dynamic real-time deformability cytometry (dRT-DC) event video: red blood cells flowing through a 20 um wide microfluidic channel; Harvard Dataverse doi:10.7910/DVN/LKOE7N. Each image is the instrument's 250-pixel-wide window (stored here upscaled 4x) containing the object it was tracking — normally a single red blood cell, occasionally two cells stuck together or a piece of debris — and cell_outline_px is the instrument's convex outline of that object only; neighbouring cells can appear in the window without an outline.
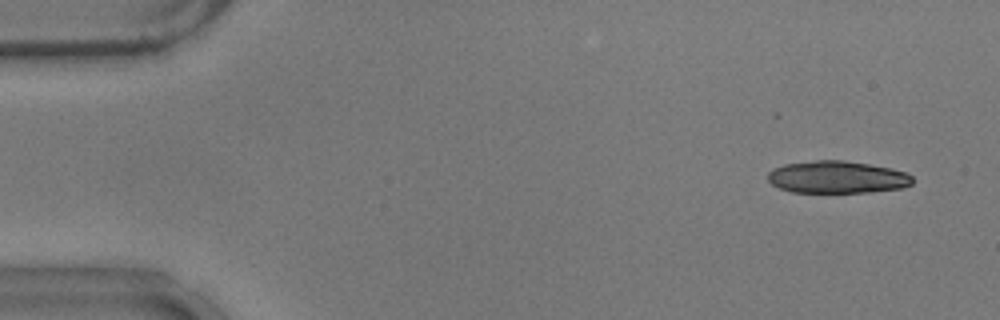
{"species": "common noctule bat (a hibernating species)", "species_latin": "Nyctalus noctula", "temperature_condition": "warm", "stored_images_in_passage": 15, "camera_frame_rate_fps": 3000, "um_per_image_px": 0.085, "animal": {"sex": "male", "body_mass_g": 17.9}, "frame": {"image": 1, "passage_image": 3, "time_ms": 0.667, "image_size_px": [1000, 320], "cell_outline_px": [[912, 184], [904, 188], [868, 192], [792, 192], [780, 188], [772, 184], [768, 180], [768, 172], [772, 168], [784, 164], [816, 160], [844, 160], [892, 168], [904, 172], [912, 176]], "centroid_in_image_um": [71.15, 15.05], "position_along_channel_um": 13.9, "area_um2": 27.28}}